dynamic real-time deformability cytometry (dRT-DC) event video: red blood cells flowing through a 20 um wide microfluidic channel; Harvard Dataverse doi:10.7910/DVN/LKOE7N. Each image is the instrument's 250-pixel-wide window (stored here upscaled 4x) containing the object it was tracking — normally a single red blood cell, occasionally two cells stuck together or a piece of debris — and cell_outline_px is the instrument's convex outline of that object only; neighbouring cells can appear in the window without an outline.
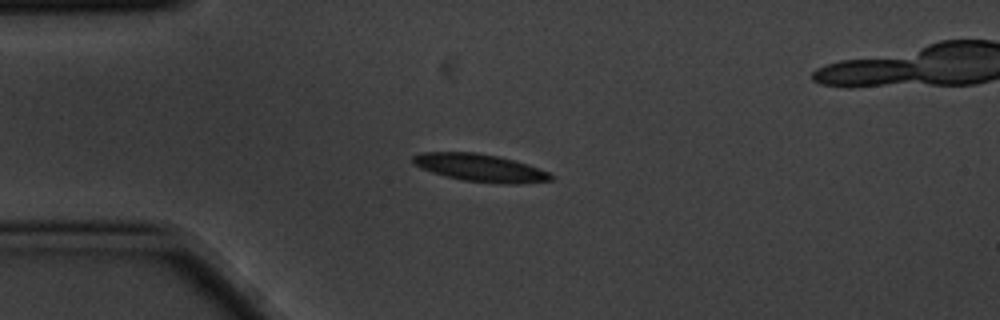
{"species": "common noctule bat (a hibernating species)", "species_latin": "Nyctalus noctula", "temperature_condition": "cold", "stored_images_in_passage": 2, "camera_frame_rate_fps": 3000, "um_per_image_px": 0.085, "animal": {"sex": "male", "body_mass_g": 20.1, "forearm_length_mm": 53.5}, "frame": {"image": 1, "passage_image": 1, "time_ms": 0.0, "image_size_px": [1000, 320], "cell_outline_px": [[552, 180], [520, 184], [496, 184], [464, 180], [432, 172], [420, 168], [412, 160], [412, 156], [424, 152], [476, 152], [496, 156], [528, 164], [548, 172], [552, 176]], "centroid_in_image_um": [40.83, 14.27], "position_along_channel_um": 44.2, "area_um2": 21.96}}